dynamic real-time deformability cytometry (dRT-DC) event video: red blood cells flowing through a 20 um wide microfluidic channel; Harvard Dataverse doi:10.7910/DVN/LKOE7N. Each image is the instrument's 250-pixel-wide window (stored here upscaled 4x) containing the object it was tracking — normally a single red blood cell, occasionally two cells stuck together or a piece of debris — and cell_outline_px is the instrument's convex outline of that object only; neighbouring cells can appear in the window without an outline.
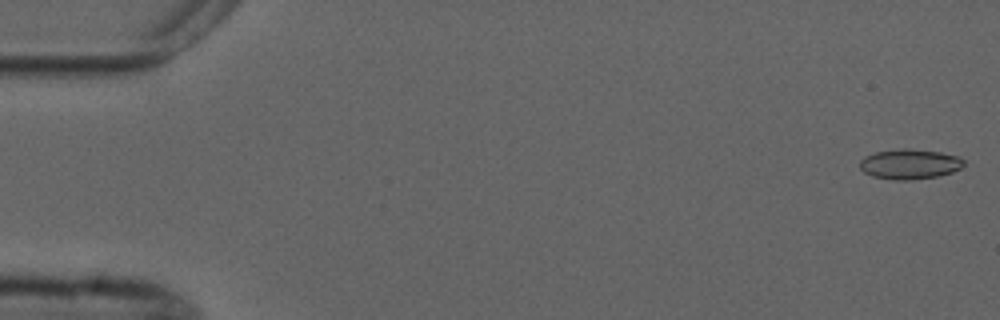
{"species": "common noctule bat (a hibernating species)", "species_latin": "Nyctalus noctula", "temperature_condition": "cold", "stored_images_in_passage": 5, "camera_frame_rate_fps": 3000, "um_per_image_px": 0.085, "animal": {"sex": "male", "forearm_length_mm": 52.5}, "frame": {"image": 1, "passage_image": 1, "time_ms": 0.0, "image_size_px": [1000, 320], "cell_outline_px": [[964, 164], [960, 168], [952, 172], [936, 176], [908, 180], [896, 180], [872, 176], [864, 172], [860, 168], [860, 160], [864, 156], [876, 152], [904, 148], [908, 148], [940, 152], [960, 156], [964, 160]], "centroid_in_image_um": [77.32, 13.94], "position_along_channel_um": 7.7, "area_um2": 18.15}}
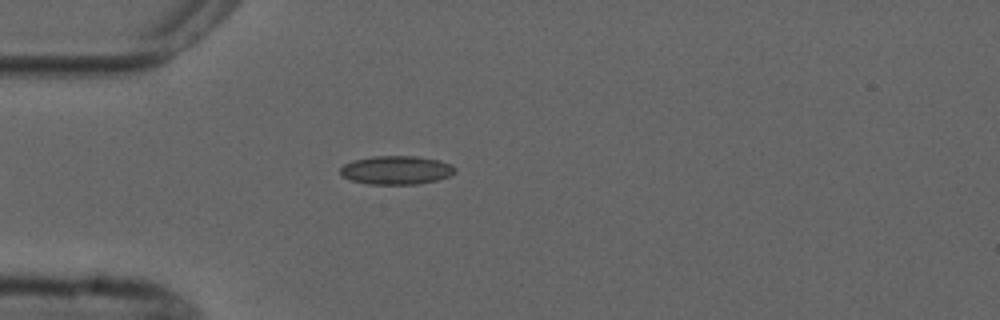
{"frame": {"image": 2, "passage_image": 5, "time_ms": 4.667, "image_size_px": [1000, 320], "cell_outline_px": [[456, 172], [448, 176], [436, 180], [420, 184], [368, 184], [352, 180], [344, 176], [340, 172], [340, 168], [344, 164], [356, 160], [372, 156], [416, 156], [436, 160], [452, 164], [456, 168]], "centroid_in_image_um": [33.71, 14.46], "position_along_channel_um": 51.3, "area_um2": 18.96}}